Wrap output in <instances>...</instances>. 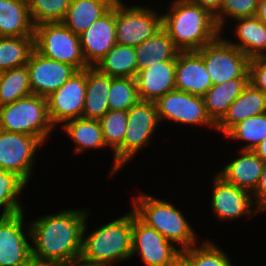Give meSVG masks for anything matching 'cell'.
Segmentation results:
<instances>
[{
	"label": "cell",
	"mask_w": 266,
	"mask_h": 266,
	"mask_svg": "<svg viewBox=\"0 0 266 266\" xmlns=\"http://www.w3.org/2000/svg\"><path fill=\"white\" fill-rule=\"evenodd\" d=\"M87 209H63L29 221L32 260L51 266L80 259Z\"/></svg>",
	"instance_id": "obj_1"
},
{
	"label": "cell",
	"mask_w": 266,
	"mask_h": 266,
	"mask_svg": "<svg viewBox=\"0 0 266 266\" xmlns=\"http://www.w3.org/2000/svg\"><path fill=\"white\" fill-rule=\"evenodd\" d=\"M171 3L162 13V27L180 51H198L221 35L215 16L206 9L188 0Z\"/></svg>",
	"instance_id": "obj_2"
},
{
	"label": "cell",
	"mask_w": 266,
	"mask_h": 266,
	"mask_svg": "<svg viewBox=\"0 0 266 266\" xmlns=\"http://www.w3.org/2000/svg\"><path fill=\"white\" fill-rule=\"evenodd\" d=\"M83 232L80 259L96 266H115L131 258L133 210L121 217L87 232V220ZM86 234V235H85ZM116 263V264H115Z\"/></svg>",
	"instance_id": "obj_3"
},
{
	"label": "cell",
	"mask_w": 266,
	"mask_h": 266,
	"mask_svg": "<svg viewBox=\"0 0 266 266\" xmlns=\"http://www.w3.org/2000/svg\"><path fill=\"white\" fill-rule=\"evenodd\" d=\"M132 202L136 216L175 246L180 245L178 248L181 251L197 244L196 231L173 203L143 192L134 197Z\"/></svg>",
	"instance_id": "obj_4"
},
{
	"label": "cell",
	"mask_w": 266,
	"mask_h": 266,
	"mask_svg": "<svg viewBox=\"0 0 266 266\" xmlns=\"http://www.w3.org/2000/svg\"><path fill=\"white\" fill-rule=\"evenodd\" d=\"M0 129L32 135L45 144L55 130L48 115L46 97L30 94L0 106Z\"/></svg>",
	"instance_id": "obj_5"
},
{
	"label": "cell",
	"mask_w": 266,
	"mask_h": 266,
	"mask_svg": "<svg viewBox=\"0 0 266 266\" xmlns=\"http://www.w3.org/2000/svg\"><path fill=\"white\" fill-rule=\"evenodd\" d=\"M34 49L47 58L73 66L77 71L90 67L83 56L79 36L63 22L34 26Z\"/></svg>",
	"instance_id": "obj_6"
},
{
	"label": "cell",
	"mask_w": 266,
	"mask_h": 266,
	"mask_svg": "<svg viewBox=\"0 0 266 266\" xmlns=\"http://www.w3.org/2000/svg\"><path fill=\"white\" fill-rule=\"evenodd\" d=\"M128 5V6H127ZM162 28V13L152 7L116 1V42L138 46Z\"/></svg>",
	"instance_id": "obj_7"
},
{
	"label": "cell",
	"mask_w": 266,
	"mask_h": 266,
	"mask_svg": "<svg viewBox=\"0 0 266 266\" xmlns=\"http://www.w3.org/2000/svg\"><path fill=\"white\" fill-rule=\"evenodd\" d=\"M222 34L197 52L202 56L212 84L224 83L234 78H249L250 58Z\"/></svg>",
	"instance_id": "obj_8"
},
{
	"label": "cell",
	"mask_w": 266,
	"mask_h": 266,
	"mask_svg": "<svg viewBox=\"0 0 266 266\" xmlns=\"http://www.w3.org/2000/svg\"><path fill=\"white\" fill-rule=\"evenodd\" d=\"M42 142L24 133L0 129V168L16 173L29 183L34 169L35 156Z\"/></svg>",
	"instance_id": "obj_9"
},
{
	"label": "cell",
	"mask_w": 266,
	"mask_h": 266,
	"mask_svg": "<svg viewBox=\"0 0 266 266\" xmlns=\"http://www.w3.org/2000/svg\"><path fill=\"white\" fill-rule=\"evenodd\" d=\"M155 104L160 122L206 125L216 131V124L208 116L202 96L174 89L159 98Z\"/></svg>",
	"instance_id": "obj_10"
},
{
	"label": "cell",
	"mask_w": 266,
	"mask_h": 266,
	"mask_svg": "<svg viewBox=\"0 0 266 266\" xmlns=\"http://www.w3.org/2000/svg\"><path fill=\"white\" fill-rule=\"evenodd\" d=\"M24 212L0 218V266H27L32 261L30 224Z\"/></svg>",
	"instance_id": "obj_11"
},
{
	"label": "cell",
	"mask_w": 266,
	"mask_h": 266,
	"mask_svg": "<svg viewBox=\"0 0 266 266\" xmlns=\"http://www.w3.org/2000/svg\"><path fill=\"white\" fill-rule=\"evenodd\" d=\"M160 124L155 102L139 101L128 110L126 135L122 143V167L150 144Z\"/></svg>",
	"instance_id": "obj_12"
},
{
	"label": "cell",
	"mask_w": 266,
	"mask_h": 266,
	"mask_svg": "<svg viewBox=\"0 0 266 266\" xmlns=\"http://www.w3.org/2000/svg\"><path fill=\"white\" fill-rule=\"evenodd\" d=\"M86 86L87 68L76 71L59 89L46 98L48 115L55 129L57 125L61 128L65 122L82 117Z\"/></svg>",
	"instance_id": "obj_13"
},
{
	"label": "cell",
	"mask_w": 266,
	"mask_h": 266,
	"mask_svg": "<svg viewBox=\"0 0 266 266\" xmlns=\"http://www.w3.org/2000/svg\"><path fill=\"white\" fill-rule=\"evenodd\" d=\"M180 252V248L143 223L133 211L131 258L139 254L145 266H169Z\"/></svg>",
	"instance_id": "obj_14"
},
{
	"label": "cell",
	"mask_w": 266,
	"mask_h": 266,
	"mask_svg": "<svg viewBox=\"0 0 266 266\" xmlns=\"http://www.w3.org/2000/svg\"><path fill=\"white\" fill-rule=\"evenodd\" d=\"M214 175L210 206L219 222L240 217L251 219V215L258 214L250 192L226 182L217 173Z\"/></svg>",
	"instance_id": "obj_15"
},
{
	"label": "cell",
	"mask_w": 266,
	"mask_h": 266,
	"mask_svg": "<svg viewBox=\"0 0 266 266\" xmlns=\"http://www.w3.org/2000/svg\"><path fill=\"white\" fill-rule=\"evenodd\" d=\"M26 66L32 94L46 98L59 89L77 71L73 66L47 58L35 49Z\"/></svg>",
	"instance_id": "obj_16"
},
{
	"label": "cell",
	"mask_w": 266,
	"mask_h": 266,
	"mask_svg": "<svg viewBox=\"0 0 266 266\" xmlns=\"http://www.w3.org/2000/svg\"><path fill=\"white\" fill-rule=\"evenodd\" d=\"M115 30L116 2L79 36L83 56L90 67H94L117 44Z\"/></svg>",
	"instance_id": "obj_17"
},
{
	"label": "cell",
	"mask_w": 266,
	"mask_h": 266,
	"mask_svg": "<svg viewBox=\"0 0 266 266\" xmlns=\"http://www.w3.org/2000/svg\"><path fill=\"white\" fill-rule=\"evenodd\" d=\"M212 85L202 56L197 51H180L175 65L176 89L203 97Z\"/></svg>",
	"instance_id": "obj_18"
},
{
	"label": "cell",
	"mask_w": 266,
	"mask_h": 266,
	"mask_svg": "<svg viewBox=\"0 0 266 266\" xmlns=\"http://www.w3.org/2000/svg\"><path fill=\"white\" fill-rule=\"evenodd\" d=\"M176 60L158 62L137 72L135 77L140 101L156 102L175 87Z\"/></svg>",
	"instance_id": "obj_19"
},
{
	"label": "cell",
	"mask_w": 266,
	"mask_h": 266,
	"mask_svg": "<svg viewBox=\"0 0 266 266\" xmlns=\"http://www.w3.org/2000/svg\"><path fill=\"white\" fill-rule=\"evenodd\" d=\"M239 156L224 165L217 174L226 182L254 192L262 173L265 162L252 150H237Z\"/></svg>",
	"instance_id": "obj_20"
},
{
	"label": "cell",
	"mask_w": 266,
	"mask_h": 266,
	"mask_svg": "<svg viewBox=\"0 0 266 266\" xmlns=\"http://www.w3.org/2000/svg\"><path fill=\"white\" fill-rule=\"evenodd\" d=\"M264 112H266V94L248 83L216 124V130L225 135L238 122Z\"/></svg>",
	"instance_id": "obj_21"
},
{
	"label": "cell",
	"mask_w": 266,
	"mask_h": 266,
	"mask_svg": "<svg viewBox=\"0 0 266 266\" xmlns=\"http://www.w3.org/2000/svg\"><path fill=\"white\" fill-rule=\"evenodd\" d=\"M236 41L226 39L231 45L241 50L250 59L266 56V24L256 16L234 19Z\"/></svg>",
	"instance_id": "obj_22"
},
{
	"label": "cell",
	"mask_w": 266,
	"mask_h": 266,
	"mask_svg": "<svg viewBox=\"0 0 266 266\" xmlns=\"http://www.w3.org/2000/svg\"><path fill=\"white\" fill-rule=\"evenodd\" d=\"M117 0H71L62 21L73 33L80 36L96 20L105 15Z\"/></svg>",
	"instance_id": "obj_23"
},
{
	"label": "cell",
	"mask_w": 266,
	"mask_h": 266,
	"mask_svg": "<svg viewBox=\"0 0 266 266\" xmlns=\"http://www.w3.org/2000/svg\"><path fill=\"white\" fill-rule=\"evenodd\" d=\"M111 77L95 67L87 68V86L82 118L99 120L109 111L108 95Z\"/></svg>",
	"instance_id": "obj_24"
},
{
	"label": "cell",
	"mask_w": 266,
	"mask_h": 266,
	"mask_svg": "<svg viewBox=\"0 0 266 266\" xmlns=\"http://www.w3.org/2000/svg\"><path fill=\"white\" fill-rule=\"evenodd\" d=\"M135 50L137 72L158 62L177 60L180 52L163 27L152 37L136 46Z\"/></svg>",
	"instance_id": "obj_25"
},
{
	"label": "cell",
	"mask_w": 266,
	"mask_h": 266,
	"mask_svg": "<svg viewBox=\"0 0 266 266\" xmlns=\"http://www.w3.org/2000/svg\"><path fill=\"white\" fill-rule=\"evenodd\" d=\"M0 36H34L26 0H0Z\"/></svg>",
	"instance_id": "obj_26"
},
{
	"label": "cell",
	"mask_w": 266,
	"mask_h": 266,
	"mask_svg": "<svg viewBox=\"0 0 266 266\" xmlns=\"http://www.w3.org/2000/svg\"><path fill=\"white\" fill-rule=\"evenodd\" d=\"M249 78H234L212 85L203 96L205 108L211 120L217 124L226 114L231 103L248 85Z\"/></svg>",
	"instance_id": "obj_27"
},
{
	"label": "cell",
	"mask_w": 266,
	"mask_h": 266,
	"mask_svg": "<svg viewBox=\"0 0 266 266\" xmlns=\"http://www.w3.org/2000/svg\"><path fill=\"white\" fill-rule=\"evenodd\" d=\"M128 111L109 110L99 119L106 146L113 151V165L110 176L116 175L122 168V143L127 128Z\"/></svg>",
	"instance_id": "obj_28"
},
{
	"label": "cell",
	"mask_w": 266,
	"mask_h": 266,
	"mask_svg": "<svg viewBox=\"0 0 266 266\" xmlns=\"http://www.w3.org/2000/svg\"><path fill=\"white\" fill-rule=\"evenodd\" d=\"M61 127L75 143L76 147L73 148L72 153L74 155L78 156V154L84 153L85 150L88 151L87 149H107L102 128L97 119L76 118L65 122Z\"/></svg>",
	"instance_id": "obj_29"
},
{
	"label": "cell",
	"mask_w": 266,
	"mask_h": 266,
	"mask_svg": "<svg viewBox=\"0 0 266 266\" xmlns=\"http://www.w3.org/2000/svg\"><path fill=\"white\" fill-rule=\"evenodd\" d=\"M94 67L110 77L135 78L137 75L135 47L117 43Z\"/></svg>",
	"instance_id": "obj_30"
},
{
	"label": "cell",
	"mask_w": 266,
	"mask_h": 266,
	"mask_svg": "<svg viewBox=\"0 0 266 266\" xmlns=\"http://www.w3.org/2000/svg\"><path fill=\"white\" fill-rule=\"evenodd\" d=\"M34 50V36H0V69L2 71L27 64Z\"/></svg>",
	"instance_id": "obj_31"
},
{
	"label": "cell",
	"mask_w": 266,
	"mask_h": 266,
	"mask_svg": "<svg viewBox=\"0 0 266 266\" xmlns=\"http://www.w3.org/2000/svg\"><path fill=\"white\" fill-rule=\"evenodd\" d=\"M27 183L16 173L0 168V218H8L24 211L19 195L27 187Z\"/></svg>",
	"instance_id": "obj_32"
},
{
	"label": "cell",
	"mask_w": 266,
	"mask_h": 266,
	"mask_svg": "<svg viewBox=\"0 0 266 266\" xmlns=\"http://www.w3.org/2000/svg\"><path fill=\"white\" fill-rule=\"evenodd\" d=\"M32 94L26 65L3 71L0 82V106Z\"/></svg>",
	"instance_id": "obj_33"
},
{
	"label": "cell",
	"mask_w": 266,
	"mask_h": 266,
	"mask_svg": "<svg viewBox=\"0 0 266 266\" xmlns=\"http://www.w3.org/2000/svg\"><path fill=\"white\" fill-rule=\"evenodd\" d=\"M225 137L237 142H246L240 150L253 151L266 138V112L238 122L225 134Z\"/></svg>",
	"instance_id": "obj_34"
},
{
	"label": "cell",
	"mask_w": 266,
	"mask_h": 266,
	"mask_svg": "<svg viewBox=\"0 0 266 266\" xmlns=\"http://www.w3.org/2000/svg\"><path fill=\"white\" fill-rule=\"evenodd\" d=\"M140 101L135 78L111 77L108 95L109 110L128 111Z\"/></svg>",
	"instance_id": "obj_35"
},
{
	"label": "cell",
	"mask_w": 266,
	"mask_h": 266,
	"mask_svg": "<svg viewBox=\"0 0 266 266\" xmlns=\"http://www.w3.org/2000/svg\"><path fill=\"white\" fill-rule=\"evenodd\" d=\"M34 26L44 22H62L71 0H26Z\"/></svg>",
	"instance_id": "obj_36"
},
{
	"label": "cell",
	"mask_w": 266,
	"mask_h": 266,
	"mask_svg": "<svg viewBox=\"0 0 266 266\" xmlns=\"http://www.w3.org/2000/svg\"><path fill=\"white\" fill-rule=\"evenodd\" d=\"M218 246L214 241L206 239L200 246L193 245L183 252L195 266H233L226 251Z\"/></svg>",
	"instance_id": "obj_37"
},
{
	"label": "cell",
	"mask_w": 266,
	"mask_h": 266,
	"mask_svg": "<svg viewBox=\"0 0 266 266\" xmlns=\"http://www.w3.org/2000/svg\"><path fill=\"white\" fill-rule=\"evenodd\" d=\"M259 0H224L220 12L215 16L218 28L225 31L229 19L255 16ZM227 17V18H226Z\"/></svg>",
	"instance_id": "obj_38"
},
{
	"label": "cell",
	"mask_w": 266,
	"mask_h": 266,
	"mask_svg": "<svg viewBox=\"0 0 266 266\" xmlns=\"http://www.w3.org/2000/svg\"><path fill=\"white\" fill-rule=\"evenodd\" d=\"M249 83L266 94V56L250 59Z\"/></svg>",
	"instance_id": "obj_39"
},
{
	"label": "cell",
	"mask_w": 266,
	"mask_h": 266,
	"mask_svg": "<svg viewBox=\"0 0 266 266\" xmlns=\"http://www.w3.org/2000/svg\"><path fill=\"white\" fill-rule=\"evenodd\" d=\"M252 199L258 209V213L266 212V163L264 164L259 182L252 193Z\"/></svg>",
	"instance_id": "obj_40"
},
{
	"label": "cell",
	"mask_w": 266,
	"mask_h": 266,
	"mask_svg": "<svg viewBox=\"0 0 266 266\" xmlns=\"http://www.w3.org/2000/svg\"><path fill=\"white\" fill-rule=\"evenodd\" d=\"M188 1L197 4L203 9L209 11L213 16H216L220 12L224 0H188Z\"/></svg>",
	"instance_id": "obj_41"
},
{
	"label": "cell",
	"mask_w": 266,
	"mask_h": 266,
	"mask_svg": "<svg viewBox=\"0 0 266 266\" xmlns=\"http://www.w3.org/2000/svg\"><path fill=\"white\" fill-rule=\"evenodd\" d=\"M169 266H195L193 261L181 251Z\"/></svg>",
	"instance_id": "obj_42"
},
{
	"label": "cell",
	"mask_w": 266,
	"mask_h": 266,
	"mask_svg": "<svg viewBox=\"0 0 266 266\" xmlns=\"http://www.w3.org/2000/svg\"><path fill=\"white\" fill-rule=\"evenodd\" d=\"M255 16L266 24V0H259Z\"/></svg>",
	"instance_id": "obj_43"
},
{
	"label": "cell",
	"mask_w": 266,
	"mask_h": 266,
	"mask_svg": "<svg viewBox=\"0 0 266 266\" xmlns=\"http://www.w3.org/2000/svg\"><path fill=\"white\" fill-rule=\"evenodd\" d=\"M254 153L266 163V138L261 141L254 149Z\"/></svg>",
	"instance_id": "obj_44"
},
{
	"label": "cell",
	"mask_w": 266,
	"mask_h": 266,
	"mask_svg": "<svg viewBox=\"0 0 266 266\" xmlns=\"http://www.w3.org/2000/svg\"><path fill=\"white\" fill-rule=\"evenodd\" d=\"M54 266H96V265H92L90 263L82 261L81 259H78V260H75V261L61 263V264H57V265H54Z\"/></svg>",
	"instance_id": "obj_45"
},
{
	"label": "cell",
	"mask_w": 266,
	"mask_h": 266,
	"mask_svg": "<svg viewBox=\"0 0 266 266\" xmlns=\"http://www.w3.org/2000/svg\"><path fill=\"white\" fill-rule=\"evenodd\" d=\"M27 266H51V265L44 264V263H41V262H36V261L32 260Z\"/></svg>",
	"instance_id": "obj_46"
},
{
	"label": "cell",
	"mask_w": 266,
	"mask_h": 266,
	"mask_svg": "<svg viewBox=\"0 0 266 266\" xmlns=\"http://www.w3.org/2000/svg\"><path fill=\"white\" fill-rule=\"evenodd\" d=\"M2 74H3V71L0 69V82H1Z\"/></svg>",
	"instance_id": "obj_47"
}]
</instances>
